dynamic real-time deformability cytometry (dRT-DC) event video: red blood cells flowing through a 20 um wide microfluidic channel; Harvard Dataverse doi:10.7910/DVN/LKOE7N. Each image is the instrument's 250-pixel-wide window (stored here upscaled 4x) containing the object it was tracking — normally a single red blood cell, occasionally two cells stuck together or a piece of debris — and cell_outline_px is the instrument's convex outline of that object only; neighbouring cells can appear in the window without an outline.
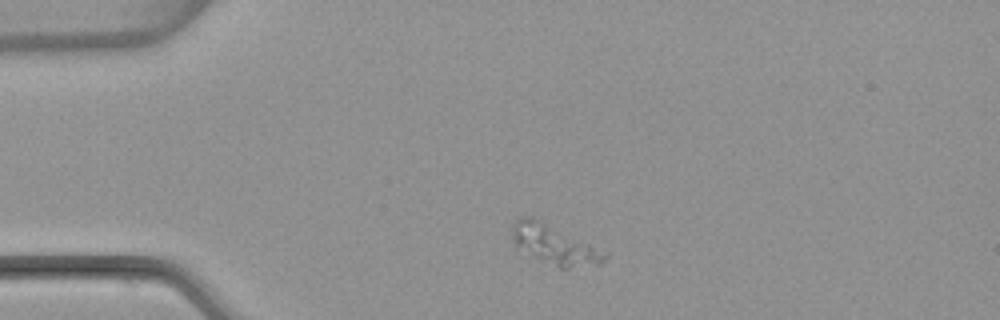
{"species": "common noctule bat (a hibernating species)", "species_latin": "Nyctalus noctula", "temperature_condition": "warm", "stored_images_in_passage": 43, "camera_frame_rate_fps": 3000, "um_per_image_px": 0.085, "animal": {"sex": "female", "body_mass_g": 22.7, "forearm_length_mm": 54.2}, "frame": {"image": 1, "passage_image": 2, "time_ms": 0.333, "image_size_px": [1000, 320], "cell_outline_px": [[608, 256], [600, 264], [568, 268], [560, 268], [516, 244], [512, 240], [512, 224], [516, 216], [532, 216], [608, 252]], "centroid_in_image_um": [47.16, 20.74], "position_along_channel_um": 37.8, "area_um2": 20.58}}
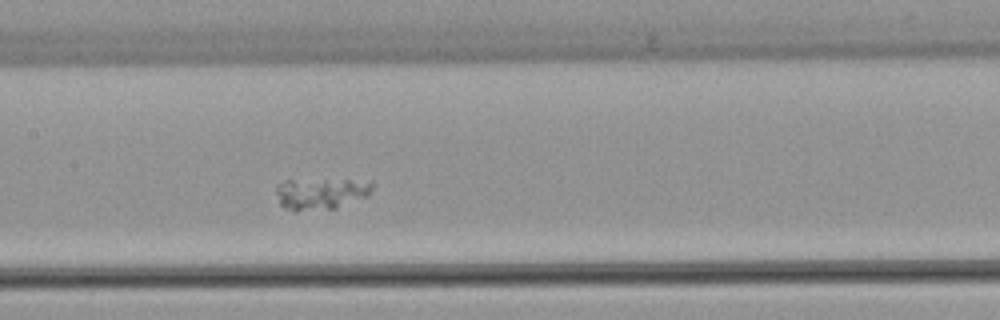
{"frame": {"image": 2, "passage_image": 16, "time_ms": 5.0, "image_size_px": [1000, 320], "cell_outline_px": [[372, 188], [368, 196], [336, 208], [292, 212], [284, 208], [280, 204], [276, 192], [276, 184], [288, 180], [372, 180]], "centroid_in_image_um": [27.26, 16.46], "position_along_channel_um": 180.1, "area_um2": 17.8}}
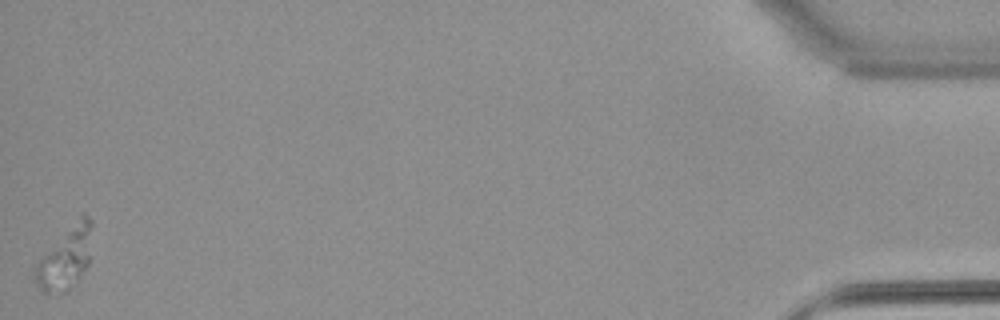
{"frame": {"image": 3, "passage_image": 43, "time_ms": 14.0, "image_size_px": [1000, 320], "cell_outline_px": [[92, 224], [88, 264], [80, 276], [64, 292], [40, 292], [32, 276], [32, 268], [80, 212], [84, 212], [92, 220]], "centroid_in_image_um": [5.53, 21.88], "position_along_channel_um": 429.7, "area_um2": 20.69}}